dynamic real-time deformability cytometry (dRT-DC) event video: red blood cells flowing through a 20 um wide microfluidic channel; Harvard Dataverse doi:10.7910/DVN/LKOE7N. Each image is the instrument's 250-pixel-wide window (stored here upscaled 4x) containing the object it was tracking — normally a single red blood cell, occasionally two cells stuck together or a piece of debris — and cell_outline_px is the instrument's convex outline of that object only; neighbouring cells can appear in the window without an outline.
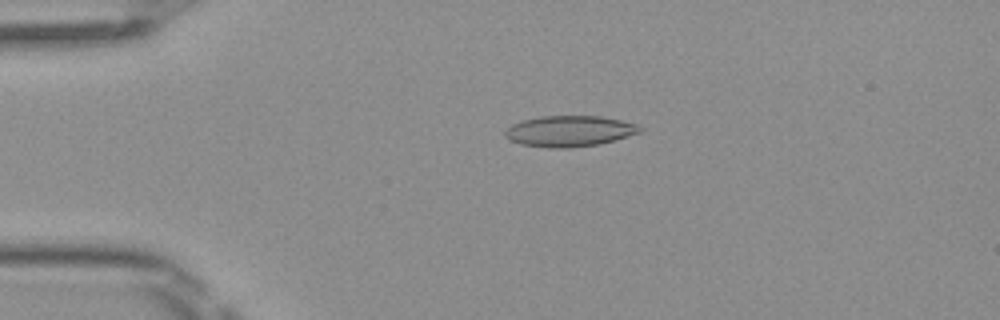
{"species": "Egyptian fruit bat (a non-hibernating species)", "species_latin": "Rousettus aegyptiacus", "temperature_condition": "room temperature", "stored_images_in_passage": 50, "camera_frame_rate_fps": 3000, "um_per_image_px": 0.085, "frame": {"image": 1, "passage_image": 11, "time_ms": 3.333, "image_size_px": [1000, 320], "cell_outline_px": [[644, 128], [640, 132], [616, 140], [600, 144], [572, 148], [548, 148], [520, 144], [504, 136], [504, 132], [512, 124], [524, 120], [540, 116], [600, 116], [620, 120], [636, 124]], "centroid_in_image_um": [48.42, 11.15], "position_along_channel_um": 36.6, "area_um2": 24.33}}
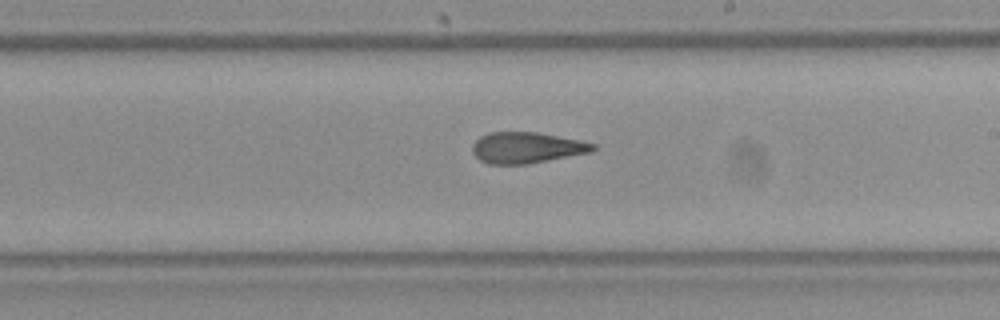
{"frame": {"image": 2, "passage_image": 29, "time_ms": 9.333, "image_size_px": [1000, 320], "cell_outline_px": [[596, 148], [592, 152], [528, 164], [488, 164], [480, 160], [472, 152], [472, 144], [480, 136], [488, 132], [536, 132], [580, 140], [596, 144]], "centroid_in_image_um": [44.76, 12.55], "position_along_channel_um": 244.2, "area_um2": 21.91}}
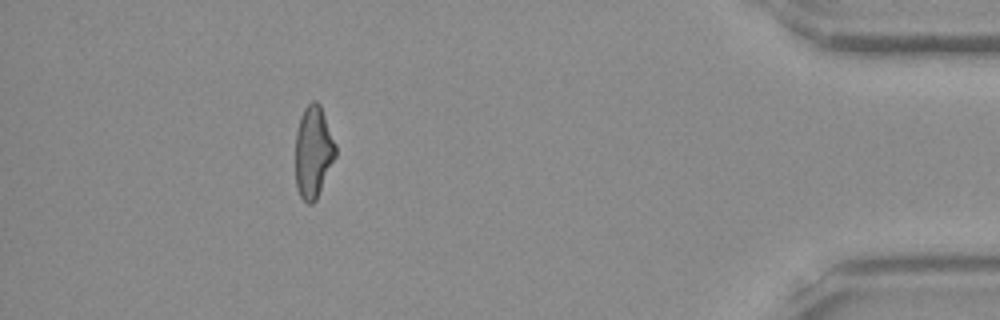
{"frame": {"image": 3, "passage_image": 45, "time_ms": 14.667, "image_size_px": [1000, 320], "cell_outline_px": [[336, 156], [316, 200], [312, 204], [308, 204], [300, 196], [296, 188], [296, 132], [300, 116], [304, 108], [312, 100], [316, 100], [320, 104], [336, 144]], "centroid_in_image_um": [26.63, 12.9], "position_along_channel_um": 408.6, "area_um2": 21.56}, "authors_computed_cell_mechanics": {"area_um2": 22.7443, "velocity_mm_per_s": 4.0674, "shape_relaxation_time_tau1_ms": null, "shape_relaxation_time_tau2_ms": 2.6653, "deformation_change_tau1": null, "deformation_change_tau2": 0.1212}}